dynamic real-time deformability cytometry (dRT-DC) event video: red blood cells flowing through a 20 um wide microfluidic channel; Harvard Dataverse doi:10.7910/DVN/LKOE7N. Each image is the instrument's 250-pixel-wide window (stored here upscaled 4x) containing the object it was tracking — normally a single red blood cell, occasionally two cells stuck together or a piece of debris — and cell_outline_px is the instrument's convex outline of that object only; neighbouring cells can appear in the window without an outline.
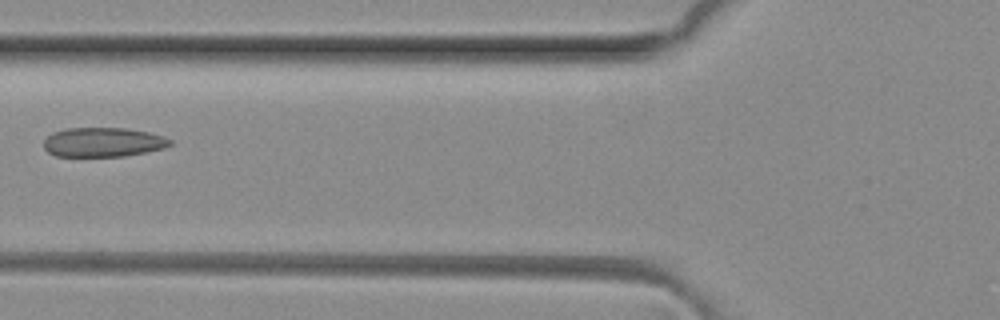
{"species": "common noctule bat (a hibernating species)", "species_latin": "Nyctalus noctula", "temperature_condition": "room temperature", "stored_images_in_passage": 3, "camera_frame_rate_fps": 3000, "um_per_image_px": 0.085, "animal": {"sex": "female", "body_mass_g": 29.2, "forearm_length_mm": 56.3}, "frame": {"image": 1, "passage_image": 3, "time_ms": 0.667, "image_size_px": [1000, 320], "cell_outline_px": [[172, 144], [164, 148], [124, 156], [56, 156], [48, 152], [44, 148], [44, 140], [52, 132], [68, 128], [124, 128], [148, 132], [172, 140]], "centroid_in_image_um": [8.73, 12.08], "position_along_channel_um": 117.1, "area_um2": 21.44}}